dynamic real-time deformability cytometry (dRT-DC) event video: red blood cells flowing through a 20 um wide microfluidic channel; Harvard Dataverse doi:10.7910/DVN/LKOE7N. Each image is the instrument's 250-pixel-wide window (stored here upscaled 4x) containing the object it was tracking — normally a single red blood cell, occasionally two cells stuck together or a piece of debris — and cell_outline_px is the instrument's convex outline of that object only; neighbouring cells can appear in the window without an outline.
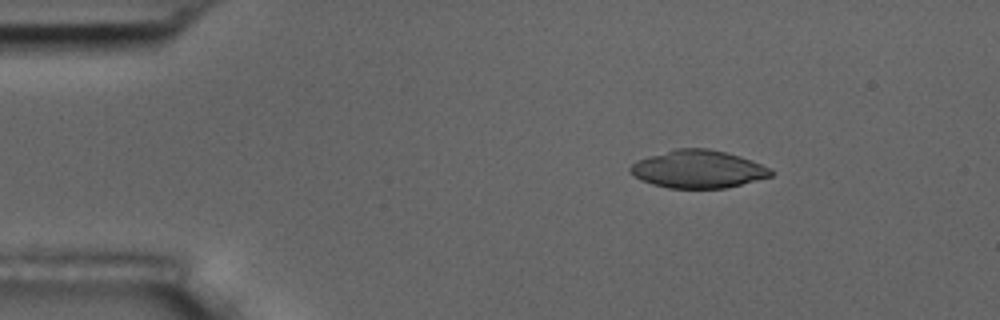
{"species": "common noctule bat (a hibernating species)", "species_latin": "Nyctalus noctula", "temperature_condition": "room temperature", "stored_images_in_passage": 4, "camera_frame_rate_fps": 3000, "um_per_image_px": 0.085, "animal": {"sex": "male", "body_mass_g": 17.5, "forearm_length_mm": 52.3}, "frame": {"image": 1, "passage_image": 2, "time_ms": 1.333, "image_size_px": [1000, 320], "cell_outline_px": [[772, 176], [724, 188], [668, 188], [652, 184], [640, 180], [628, 168], [636, 160], [648, 156], [676, 148], [708, 148], [740, 156], [752, 160], [772, 168]], "centroid_in_image_um": [59.33, 14.37], "position_along_channel_um": 25.7, "area_um2": 30.87}}